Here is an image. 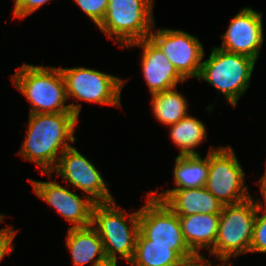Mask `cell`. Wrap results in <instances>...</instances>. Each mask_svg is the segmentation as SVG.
<instances>
[{
	"label": "cell",
	"instance_id": "6da1fadb",
	"mask_svg": "<svg viewBox=\"0 0 266 266\" xmlns=\"http://www.w3.org/2000/svg\"><path fill=\"white\" fill-rule=\"evenodd\" d=\"M79 119L74 113L29 114L27 135L18 154L41 168V173L51 177L59 153L75 143V128Z\"/></svg>",
	"mask_w": 266,
	"mask_h": 266
},
{
	"label": "cell",
	"instance_id": "7a4b0ae2",
	"mask_svg": "<svg viewBox=\"0 0 266 266\" xmlns=\"http://www.w3.org/2000/svg\"><path fill=\"white\" fill-rule=\"evenodd\" d=\"M12 82L31 103L29 114L74 113L79 117L81 104L65 105L68 99L60 67L23 63L12 75Z\"/></svg>",
	"mask_w": 266,
	"mask_h": 266
},
{
	"label": "cell",
	"instance_id": "3957f363",
	"mask_svg": "<svg viewBox=\"0 0 266 266\" xmlns=\"http://www.w3.org/2000/svg\"><path fill=\"white\" fill-rule=\"evenodd\" d=\"M140 209L130 213L122 211L115 200L95 203L92 209V226L97 230L108 262H117V253L128 263L132 260L139 232ZM130 227L127 225V221Z\"/></svg>",
	"mask_w": 266,
	"mask_h": 266
},
{
	"label": "cell",
	"instance_id": "277c9868",
	"mask_svg": "<svg viewBox=\"0 0 266 266\" xmlns=\"http://www.w3.org/2000/svg\"><path fill=\"white\" fill-rule=\"evenodd\" d=\"M154 0H109L99 29L122 48L148 38L155 28Z\"/></svg>",
	"mask_w": 266,
	"mask_h": 266
},
{
	"label": "cell",
	"instance_id": "5b68a950",
	"mask_svg": "<svg viewBox=\"0 0 266 266\" xmlns=\"http://www.w3.org/2000/svg\"><path fill=\"white\" fill-rule=\"evenodd\" d=\"M255 63L248 56L227 52L215 46L209 59L202 61L198 80L207 81L214 86L235 108L250 85Z\"/></svg>",
	"mask_w": 266,
	"mask_h": 266
},
{
	"label": "cell",
	"instance_id": "8992f818",
	"mask_svg": "<svg viewBox=\"0 0 266 266\" xmlns=\"http://www.w3.org/2000/svg\"><path fill=\"white\" fill-rule=\"evenodd\" d=\"M257 203L252 196L237 204L224 205L213 249L214 260H230L250 253Z\"/></svg>",
	"mask_w": 266,
	"mask_h": 266
},
{
	"label": "cell",
	"instance_id": "52a82bcc",
	"mask_svg": "<svg viewBox=\"0 0 266 266\" xmlns=\"http://www.w3.org/2000/svg\"><path fill=\"white\" fill-rule=\"evenodd\" d=\"M136 244L173 245V250L183 259L195 255L183 238L178 215L151 193L140 208Z\"/></svg>",
	"mask_w": 266,
	"mask_h": 266
},
{
	"label": "cell",
	"instance_id": "ba28073f",
	"mask_svg": "<svg viewBox=\"0 0 266 266\" xmlns=\"http://www.w3.org/2000/svg\"><path fill=\"white\" fill-rule=\"evenodd\" d=\"M208 177L205 188L223 205L237 204L250 198L245 173L231 146L208 150Z\"/></svg>",
	"mask_w": 266,
	"mask_h": 266
},
{
	"label": "cell",
	"instance_id": "9c48e42d",
	"mask_svg": "<svg viewBox=\"0 0 266 266\" xmlns=\"http://www.w3.org/2000/svg\"><path fill=\"white\" fill-rule=\"evenodd\" d=\"M67 99L121 106V90L125 82L118 76L86 67L60 68Z\"/></svg>",
	"mask_w": 266,
	"mask_h": 266
},
{
	"label": "cell",
	"instance_id": "30bf717a",
	"mask_svg": "<svg viewBox=\"0 0 266 266\" xmlns=\"http://www.w3.org/2000/svg\"><path fill=\"white\" fill-rule=\"evenodd\" d=\"M148 38L170 60L177 72L186 80L200 75L203 45L197 37L174 29H155Z\"/></svg>",
	"mask_w": 266,
	"mask_h": 266
},
{
	"label": "cell",
	"instance_id": "8fae6325",
	"mask_svg": "<svg viewBox=\"0 0 266 266\" xmlns=\"http://www.w3.org/2000/svg\"><path fill=\"white\" fill-rule=\"evenodd\" d=\"M52 170L69 182L75 190L81 189L95 203L114 201L101 173L91 161L84 157L74 146L66 149Z\"/></svg>",
	"mask_w": 266,
	"mask_h": 266
},
{
	"label": "cell",
	"instance_id": "7c38bea8",
	"mask_svg": "<svg viewBox=\"0 0 266 266\" xmlns=\"http://www.w3.org/2000/svg\"><path fill=\"white\" fill-rule=\"evenodd\" d=\"M221 38L222 46L218 48L256 61L264 42L262 13L250 7L241 9L232 18Z\"/></svg>",
	"mask_w": 266,
	"mask_h": 266
},
{
	"label": "cell",
	"instance_id": "4fadbf2b",
	"mask_svg": "<svg viewBox=\"0 0 266 266\" xmlns=\"http://www.w3.org/2000/svg\"><path fill=\"white\" fill-rule=\"evenodd\" d=\"M33 185V191L49 205L53 206L62 217L72 224V228L92 225V209L95 202L88 196L77 195L61 186L58 182L37 181L27 178Z\"/></svg>",
	"mask_w": 266,
	"mask_h": 266
},
{
	"label": "cell",
	"instance_id": "5bb4252c",
	"mask_svg": "<svg viewBox=\"0 0 266 266\" xmlns=\"http://www.w3.org/2000/svg\"><path fill=\"white\" fill-rule=\"evenodd\" d=\"M134 46L142 48V73L151 95L177 88L178 83L186 81L149 38L136 41L125 47Z\"/></svg>",
	"mask_w": 266,
	"mask_h": 266
},
{
	"label": "cell",
	"instance_id": "9a60e30c",
	"mask_svg": "<svg viewBox=\"0 0 266 266\" xmlns=\"http://www.w3.org/2000/svg\"><path fill=\"white\" fill-rule=\"evenodd\" d=\"M161 200L178 216L192 214H220L223 204L214 197L205 187L187 189H167L158 193L150 192Z\"/></svg>",
	"mask_w": 266,
	"mask_h": 266
},
{
	"label": "cell",
	"instance_id": "2e32d148",
	"mask_svg": "<svg viewBox=\"0 0 266 266\" xmlns=\"http://www.w3.org/2000/svg\"><path fill=\"white\" fill-rule=\"evenodd\" d=\"M65 246L72 255L73 266H102L108 263L105 256L103 242L92 226L68 228Z\"/></svg>",
	"mask_w": 266,
	"mask_h": 266
},
{
	"label": "cell",
	"instance_id": "e0dca14e",
	"mask_svg": "<svg viewBox=\"0 0 266 266\" xmlns=\"http://www.w3.org/2000/svg\"><path fill=\"white\" fill-rule=\"evenodd\" d=\"M183 238L189 249L199 255L200 249H213L219 228L220 214L178 216Z\"/></svg>",
	"mask_w": 266,
	"mask_h": 266
},
{
	"label": "cell",
	"instance_id": "ac0fdd59",
	"mask_svg": "<svg viewBox=\"0 0 266 266\" xmlns=\"http://www.w3.org/2000/svg\"><path fill=\"white\" fill-rule=\"evenodd\" d=\"M208 171V153L205 158L201 154L178 155L172 172L177 187L173 189L205 187Z\"/></svg>",
	"mask_w": 266,
	"mask_h": 266
},
{
	"label": "cell",
	"instance_id": "d6986e66",
	"mask_svg": "<svg viewBox=\"0 0 266 266\" xmlns=\"http://www.w3.org/2000/svg\"><path fill=\"white\" fill-rule=\"evenodd\" d=\"M169 126L172 143L180 149L178 155H200L194 148L207 140L206 127L202 121L188 114L179 122Z\"/></svg>",
	"mask_w": 266,
	"mask_h": 266
},
{
	"label": "cell",
	"instance_id": "ffe728a7",
	"mask_svg": "<svg viewBox=\"0 0 266 266\" xmlns=\"http://www.w3.org/2000/svg\"><path fill=\"white\" fill-rule=\"evenodd\" d=\"M176 89L153 94L151 99L153 115L168 127L188 115L187 99Z\"/></svg>",
	"mask_w": 266,
	"mask_h": 266
},
{
	"label": "cell",
	"instance_id": "44dd1931",
	"mask_svg": "<svg viewBox=\"0 0 266 266\" xmlns=\"http://www.w3.org/2000/svg\"><path fill=\"white\" fill-rule=\"evenodd\" d=\"M184 259L173 245L136 244L131 266H179Z\"/></svg>",
	"mask_w": 266,
	"mask_h": 266
},
{
	"label": "cell",
	"instance_id": "7402d4cb",
	"mask_svg": "<svg viewBox=\"0 0 266 266\" xmlns=\"http://www.w3.org/2000/svg\"><path fill=\"white\" fill-rule=\"evenodd\" d=\"M265 208V209H264ZM263 210V215L259 213ZM266 253V207L257 205L250 253Z\"/></svg>",
	"mask_w": 266,
	"mask_h": 266
},
{
	"label": "cell",
	"instance_id": "603a6c76",
	"mask_svg": "<svg viewBox=\"0 0 266 266\" xmlns=\"http://www.w3.org/2000/svg\"><path fill=\"white\" fill-rule=\"evenodd\" d=\"M74 2L98 26L105 17L109 0H74Z\"/></svg>",
	"mask_w": 266,
	"mask_h": 266
},
{
	"label": "cell",
	"instance_id": "cb8c5ba5",
	"mask_svg": "<svg viewBox=\"0 0 266 266\" xmlns=\"http://www.w3.org/2000/svg\"><path fill=\"white\" fill-rule=\"evenodd\" d=\"M49 0H15L13 16L19 19H23L35 12L42 5H44Z\"/></svg>",
	"mask_w": 266,
	"mask_h": 266
},
{
	"label": "cell",
	"instance_id": "d4e9b609",
	"mask_svg": "<svg viewBox=\"0 0 266 266\" xmlns=\"http://www.w3.org/2000/svg\"><path fill=\"white\" fill-rule=\"evenodd\" d=\"M17 230H14L11 226L5 227V230L0 234V262L6 255L11 254L15 248L12 245Z\"/></svg>",
	"mask_w": 266,
	"mask_h": 266
},
{
	"label": "cell",
	"instance_id": "484cf974",
	"mask_svg": "<svg viewBox=\"0 0 266 266\" xmlns=\"http://www.w3.org/2000/svg\"><path fill=\"white\" fill-rule=\"evenodd\" d=\"M209 259H206L201 254L184 259L179 266H212V263L209 262Z\"/></svg>",
	"mask_w": 266,
	"mask_h": 266
},
{
	"label": "cell",
	"instance_id": "4316f807",
	"mask_svg": "<svg viewBox=\"0 0 266 266\" xmlns=\"http://www.w3.org/2000/svg\"><path fill=\"white\" fill-rule=\"evenodd\" d=\"M260 188H261V194L263 195V201L260 202L259 199L256 200L257 205L259 206H264L266 207V169L264 172V175L262 176V178H260L259 182H258ZM260 202V203H259Z\"/></svg>",
	"mask_w": 266,
	"mask_h": 266
},
{
	"label": "cell",
	"instance_id": "83f0119b",
	"mask_svg": "<svg viewBox=\"0 0 266 266\" xmlns=\"http://www.w3.org/2000/svg\"><path fill=\"white\" fill-rule=\"evenodd\" d=\"M222 265L219 264L218 266H231L232 262H230V260H221Z\"/></svg>",
	"mask_w": 266,
	"mask_h": 266
},
{
	"label": "cell",
	"instance_id": "f1b7e54d",
	"mask_svg": "<svg viewBox=\"0 0 266 266\" xmlns=\"http://www.w3.org/2000/svg\"><path fill=\"white\" fill-rule=\"evenodd\" d=\"M5 216L0 213V223L4 220ZM5 230V228L0 229V234Z\"/></svg>",
	"mask_w": 266,
	"mask_h": 266
},
{
	"label": "cell",
	"instance_id": "f546056e",
	"mask_svg": "<svg viewBox=\"0 0 266 266\" xmlns=\"http://www.w3.org/2000/svg\"><path fill=\"white\" fill-rule=\"evenodd\" d=\"M102 266H117V262H108Z\"/></svg>",
	"mask_w": 266,
	"mask_h": 266
}]
</instances>
